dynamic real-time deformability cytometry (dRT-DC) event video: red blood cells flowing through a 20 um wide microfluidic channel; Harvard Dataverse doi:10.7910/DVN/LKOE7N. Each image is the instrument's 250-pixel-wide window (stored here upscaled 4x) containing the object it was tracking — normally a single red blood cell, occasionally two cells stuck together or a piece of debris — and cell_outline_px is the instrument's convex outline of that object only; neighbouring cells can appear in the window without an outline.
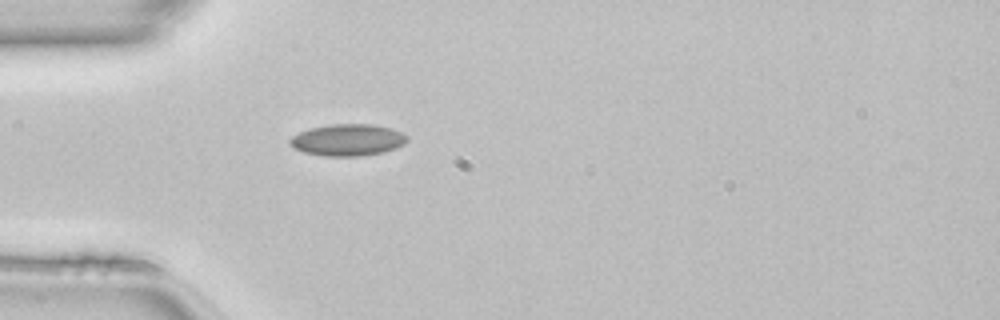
{"species": "common noctule bat (a hibernating species)", "species_latin": "Nyctalus noctula", "temperature_condition": "room temperature", "stored_images_in_passage": 33, "camera_frame_rate_fps": 3000, "um_per_image_px": 0.085, "animal": {"sex": "female", "body_mass_g": 22.7, "forearm_length_mm": 54.2}, "frame": {"image": 1, "passage_image": 1, "time_ms": 0.0, "image_size_px": [1000, 320], "cell_outline_px": [[384, 148], [368, 152], [316, 152], [300, 148], [296, 144], [296, 140], [316, 132], [328, 128], [372, 128]], "centroid_in_image_um": [29.01, 11.96], "position_along_channel_um": 56.0, "area_um2": 12.43}}
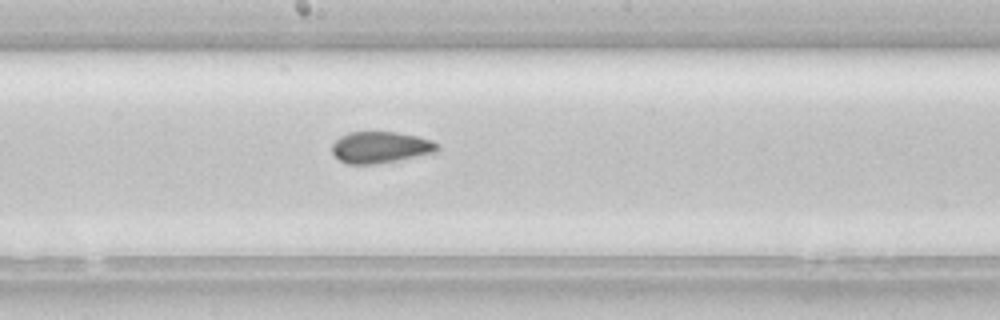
{"frame": {"image": 2, "passage_image": 13, "time_ms": 4.0, "image_size_px": [1000, 320], "cell_outline_px": [[432, 148], [396, 156], [372, 160], [344, 160], [336, 152], [336, 148], [340, 144], [356, 136], [392, 136], [420, 140], [432, 144]], "centroid_in_image_um": [32.22, 12.53], "position_along_channel_um": 216.0, "area_um2": 12.31}}
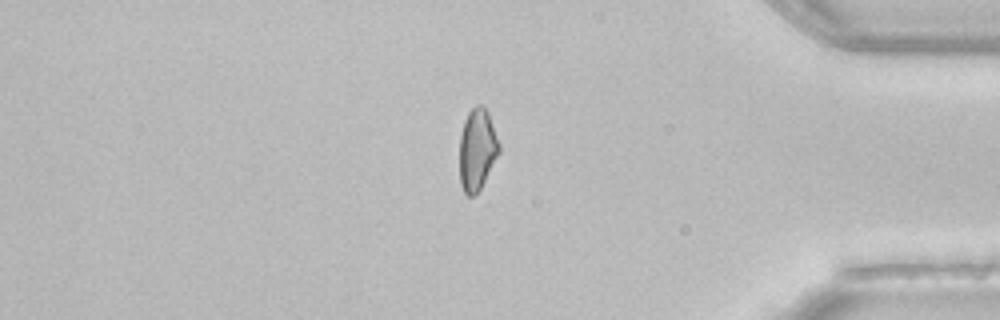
{"frame": {"image": 3, "passage_image": 28, "time_ms": 9.0, "image_size_px": [1000, 320], "cell_outline_px": [[496, 152], [480, 184], [476, 188], [468, 192], [464, 188], [460, 172], [460, 144], [464, 128], [468, 116], [472, 112], [484, 112], [488, 120], [496, 144]], "centroid_in_image_um": [40.47, 12.76], "position_along_channel_um": 394.7, "area_um2": 15.03}}